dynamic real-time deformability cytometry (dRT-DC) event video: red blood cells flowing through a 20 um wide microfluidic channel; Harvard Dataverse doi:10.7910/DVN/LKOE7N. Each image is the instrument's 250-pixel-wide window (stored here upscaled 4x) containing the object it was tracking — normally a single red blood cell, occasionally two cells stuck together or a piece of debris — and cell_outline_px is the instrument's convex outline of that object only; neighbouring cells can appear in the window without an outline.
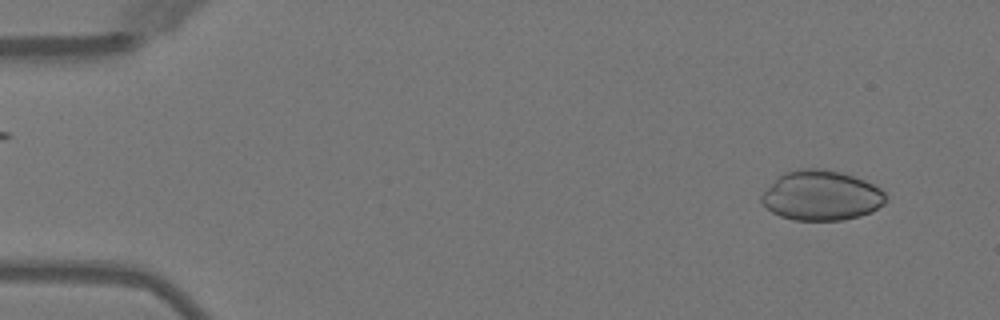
{"species": "Egyptian fruit bat (a non-hibernating species)", "species_latin": "Rousettus aegyptiacus", "temperature_condition": "warm", "stored_images_in_passage": 49, "camera_frame_rate_fps": 3000, "um_per_image_px": 0.085, "animal": {"sex": "female"}, "frame": {"image": 1, "passage_image": 3, "time_ms": 0.667, "image_size_px": [1000, 320], "cell_outline_px": [[884, 204], [872, 212], [860, 216], [844, 220], [792, 220], [780, 216], [772, 212], [760, 200], [760, 196], [784, 172], [800, 168], [820, 168], [840, 172], [864, 180], [880, 188], [884, 192]], "centroid_in_image_um": [69.82, 16.63], "position_along_channel_um": 15.2, "area_um2": 35.89}}